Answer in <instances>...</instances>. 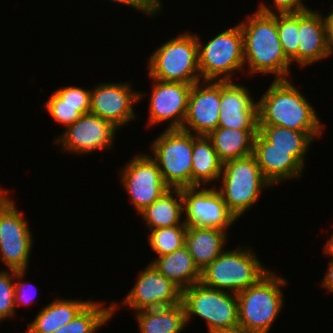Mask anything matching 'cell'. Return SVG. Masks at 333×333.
I'll list each match as a JSON object with an SVG mask.
<instances>
[{
	"label": "cell",
	"instance_id": "obj_34",
	"mask_svg": "<svg viewBox=\"0 0 333 333\" xmlns=\"http://www.w3.org/2000/svg\"><path fill=\"white\" fill-rule=\"evenodd\" d=\"M54 93L61 99V104L90 106L91 89L71 85L56 89Z\"/></svg>",
	"mask_w": 333,
	"mask_h": 333
},
{
	"label": "cell",
	"instance_id": "obj_14",
	"mask_svg": "<svg viewBox=\"0 0 333 333\" xmlns=\"http://www.w3.org/2000/svg\"><path fill=\"white\" fill-rule=\"evenodd\" d=\"M131 83L107 82L95 85L91 89L90 113L110 122L118 130L135 120V103H139L145 95L134 91Z\"/></svg>",
	"mask_w": 333,
	"mask_h": 333
},
{
	"label": "cell",
	"instance_id": "obj_4",
	"mask_svg": "<svg viewBox=\"0 0 333 333\" xmlns=\"http://www.w3.org/2000/svg\"><path fill=\"white\" fill-rule=\"evenodd\" d=\"M248 246L225 250L201 271L200 282L209 288L239 293L269 272Z\"/></svg>",
	"mask_w": 333,
	"mask_h": 333
},
{
	"label": "cell",
	"instance_id": "obj_38",
	"mask_svg": "<svg viewBox=\"0 0 333 333\" xmlns=\"http://www.w3.org/2000/svg\"><path fill=\"white\" fill-rule=\"evenodd\" d=\"M331 8L332 10L329 11L328 15H324L322 18L325 26L327 42L333 49V7Z\"/></svg>",
	"mask_w": 333,
	"mask_h": 333
},
{
	"label": "cell",
	"instance_id": "obj_21",
	"mask_svg": "<svg viewBox=\"0 0 333 333\" xmlns=\"http://www.w3.org/2000/svg\"><path fill=\"white\" fill-rule=\"evenodd\" d=\"M227 235V231L219 228L187 226L185 246L200 271L224 251Z\"/></svg>",
	"mask_w": 333,
	"mask_h": 333
},
{
	"label": "cell",
	"instance_id": "obj_10",
	"mask_svg": "<svg viewBox=\"0 0 333 333\" xmlns=\"http://www.w3.org/2000/svg\"><path fill=\"white\" fill-rule=\"evenodd\" d=\"M8 195L0 202V262L8 270L26 271L33 236L23 213Z\"/></svg>",
	"mask_w": 333,
	"mask_h": 333
},
{
	"label": "cell",
	"instance_id": "obj_42",
	"mask_svg": "<svg viewBox=\"0 0 333 333\" xmlns=\"http://www.w3.org/2000/svg\"><path fill=\"white\" fill-rule=\"evenodd\" d=\"M9 190L8 189H1L0 187V202L5 198V196L8 194L9 195Z\"/></svg>",
	"mask_w": 333,
	"mask_h": 333
},
{
	"label": "cell",
	"instance_id": "obj_36",
	"mask_svg": "<svg viewBox=\"0 0 333 333\" xmlns=\"http://www.w3.org/2000/svg\"><path fill=\"white\" fill-rule=\"evenodd\" d=\"M27 271H14V285H15V292H14V304L15 307L17 306H27L32 304L36 298V291H31L32 283L30 282H22L23 277H25ZM29 284V285H28ZM31 286V287H30ZM30 287V288H29ZM35 288V285H33Z\"/></svg>",
	"mask_w": 333,
	"mask_h": 333
},
{
	"label": "cell",
	"instance_id": "obj_17",
	"mask_svg": "<svg viewBox=\"0 0 333 333\" xmlns=\"http://www.w3.org/2000/svg\"><path fill=\"white\" fill-rule=\"evenodd\" d=\"M308 150L270 148V142L259 131L254 138L253 155L262 174L273 186L301 178Z\"/></svg>",
	"mask_w": 333,
	"mask_h": 333
},
{
	"label": "cell",
	"instance_id": "obj_31",
	"mask_svg": "<svg viewBox=\"0 0 333 333\" xmlns=\"http://www.w3.org/2000/svg\"><path fill=\"white\" fill-rule=\"evenodd\" d=\"M276 25L285 56L298 65L299 12L276 14Z\"/></svg>",
	"mask_w": 333,
	"mask_h": 333
},
{
	"label": "cell",
	"instance_id": "obj_24",
	"mask_svg": "<svg viewBox=\"0 0 333 333\" xmlns=\"http://www.w3.org/2000/svg\"><path fill=\"white\" fill-rule=\"evenodd\" d=\"M139 214L148 230L186 225L181 219L184 218L182 188H169Z\"/></svg>",
	"mask_w": 333,
	"mask_h": 333
},
{
	"label": "cell",
	"instance_id": "obj_23",
	"mask_svg": "<svg viewBox=\"0 0 333 333\" xmlns=\"http://www.w3.org/2000/svg\"><path fill=\"white\" fill-rule=\"evenodd\" d=\"M223 162L208 136L193 134L191 187L212 186L219 181Z\"/></svg>",
	"mask_w": 333,
	"mask_h": 333
},
{
	"label": "cell",
	"instance_id": "obj_2",
	"mask_svg": "<svg viewBox=\"0 0 333 333\" xmlns=\"http://www.w3.org/2000/svg\"><path fill=\"white\" fill-rule=\"evenodd\" d=\"M258 101V125H277L295 131L323 132L312 103L290 79L273 80Z\"/></svg>",
	"mask_w": 333,
	"mask_h": 333
},
{
	"label": "cell",
	"instance_id": "obj_5",
	"mask_svg": "<svg viewBox=\"0 0 333 333\" xmlns=\"http://www.w3.org/2000/svg\"><path fill=\"white\" fill-rule=\"evenodd\" d=\"M148 59V77L165 82L194 84L202 81L197 34L185 33L160 45Z\"/></svg>",
	"mask_w": 333,
	"mask_h": 333
},
{
	"label": "cell",
	"instance_id": "obj_26",
	"mask_svg": "<svg viewBox=\"0 0 333 333\" xmlns=\"http://www.w3.org/2000/svg\"><path fill=\"white\" fill-rule=\"evenodd\" d=\"M140 333H182L186 328L183 303L135 312Z\"/></svg>",
	"mask_w": 333,
	"mask_h": 333
},
{
	"label": "cell",
	"instance_id": "obj_35",
	"mask_svg": "<svg viewBox=\"0 0 333 333\" xmlns=\"http://www.w3.org/2000/svg\"><path fill=\"white\" fill-rule=\"evenodd\" d=\"M272 7H269L266 2H260L258 11L265 14H285L297 13L304 10L312 9L303 2V0H272ZM266 5H265V4Z\"/></svg>",
	"mask_w": 333,
	"mask_h": 333
},
{
	"label": "cell",
	"instance_id": "obj_18",
	"mask_svg": "<svg viewBox=\"0 0 333 333\" xmlns=\"http://www.w3.org/2000/svg\"><path fill=\"white\" fill-rule=\"evenodd\" d=\"M202 82V83H201ZM220 81H200L192 85L182 130L208 136L218 127Z\"/></svg>",
	"mask_w": 333,
	"mask_h": 333
},
{
	"label": "cell",
	"instance_id": "obj_32",
	"mask_svg": "<svg viewBox=\"0 0 333 333\" xmlns=\"http://www.w3.org/2000/svg\"><path fill=\"white\" fill-rule=\"evenodd\" d=\"M44 103L50 117H52L55 122L64 125L65 128L73 124L82 115L90 113V106L61 104V99L54 92Z\"/></svg>",
	"mask_w": 333,
	"mask_h": 333
},
{
	"label": "cell",
	"instance_id": "obj_11",
	"mask_svg": "<svg viewBox=\"0 0 333 333\" xmlns=\"http://www.w3.org/2000/svg\"><path fill=\"white\" fill-rule=\"evenodd\" d=\"M119 171L121 186L129 195L131 205L137 213L150 206L169 189L150 153L137 154Z\"/></svg>",
	"mask_w": 333,
	"mask_h": 333
},
{
	"label": "cell",
	"instance_id": "obj_3",
	"mask_svg": "<svg viewBox=\"0 0 333 333\" xmlns=\"http://www.w3.org/2000/svg\"><path fill=\"white\" fill-rule=\"evenodd\" d=\"M286 285V278L269 271L256 284L237 293L239 326L251 333H269L285 306L282 289Z\"/></svg>",
	"mask_w": 333,
	"mask_h": 333
},
{
	"label": "cell",
	"instance_id": "obj_12",
	"mask_svg": "<svg viewBox=\"0 0 333 333\" xmlns=\"http://www.w3.org/2000/svg\"><path fill=\"white\" fill-rule=\"evenodd\" d=\"M216 184L211 187L182 188L184 223L194 227H213L228 231L237 221L228 210Z\"/></svg>",
	"mask_w": 333,
	"mask_h": 333
},
{
	"label": "cell",
	"instance_id": "obj_30",
	"mask_svg": "<svg viewBox=\"0 0 333 333\" xmlns=\"http://www.w3.org/2000/svg\"><path fill=\"white\" fill-rule=\"evenodd\" d=\"M187 225H176L148 230L147 242L153 252L159 256L171 254L185 245Z\"/></svg>",
	"mask_w": 333,
	"mask_h": 333
},
{
	"label": "cell",
	"instance_id": "obj_37",
	"mask_svg": "<svg viewBox=\"0 0 333 333\" xmlns=\"http://www.w3.org/2000/svg\"><path fill=\"white\" fill-rule=\"evenodd\" d=\"M107 1V0H106ZM113 1L118 4L128 5L131 8L139 10L143 14H147L148 17L153 18L157 14L163 12L160 8H158L151 0H108Z\"/></svg>",
	"mask_w": 333,
	"mask_h": 333
},
{
	"label": "cell",
	"instance_id": "obj_19",
	"mask_svg": "<svg viewBox=\"0 0 333 333\" xmlns=\"http://www.w3.org/2000/svg\"><path fill=\"white\" fill-rule=\"evenodd\" d=\"M251 91L234 81H220L218 127L258 130V101Z\"/></svg>",
	"mask_w": 333,
	"mask_h": 333
},
{
	"label": "cell",
	"instance_id": "obj_39",
	"mask_svg": "<svg viewBox=\"0 0 333 333\" xmlns=\"http://www.w3.org/2000/svg\"><path fill=\"white\" fill-rule=\"evenodd\" d=\"M326 275L324 274L323 280L321 281V286L333 293V260H329V264L327 266Z\"/></svg>",
	"mask_w": 333,
	"mask_h": 333
},
{
	"label": "cell",
	"instance_id": "obj_13",
	"mask_svg": "<svg viewBox=\"0 0 333 333\" xmlns=\"http://www.w3.org/2000/svg\"><path fill=\"white\" fill-rule=\"evenodd\" d=\"M116 131L118 129L110 122L87 113L67 126L53 143L61 145V150L64 152L86 155L90 152L111 149L116 138Z\"/></svg>",
	"mask_w": 333,
	"mask_h": 333
},
{
	"label": "cell",
	"instance_id": "obj_15",
	"mask_svg": "<svg viewBox=\"0 0 333 333\" xmlns=\"http://www.w3.org/2000/svg\"><path fill=\"white\" fill-rule=\"evenodd\" d=\"M138 280L123 298L120 305L134 309V312L145 309L170 307L181 302L182 291L157 268L149 263L139 271Z\"/></svg>",
	"mask_w": 333,
	"mask_h": 333
},
{
	"label": "cell",
	"instance_id": "obj_7",
	"mask_svg": "<svg viewBox=\"0 0 333 333\" xmlns=\"http://www.w3.org/2000/svg\"><path fill=\"white\" fill-rule=\"evenodd\" d=\"M181 302L187 325L198 316L207 323L208 333L239 326L236 293L212 289L199 282L182 291Z\"/></svg>",
	"mask_w": 333,
	"mask_h": 333
},
{
	"label": "cell",
	"instance_id": "obj_8",
	"mask_svg": "<svg viewBox=\"0 0 333 333\" xmlns=\"http://www.w3.org/2000/svg\"><path fill=\"white\" fill-rule=\"evenodd\" d=\"M198 36V63L202 81H233V73L239 70L243 72V35L239 23L221 31L206 44Z\"/></svg>",
	"mask_w": 333,
	"mask_h": 333
},
{
	"label": "cell",
	"instance_id": "obj_16",
	"mask_svg": "<svg viewBox=\"0 0 333 333\" xmlns=\"http://www.w3.org/2000/svg\"><path fill=\"white\" fill-rule=\"evenodd\" d=\"M147 127L169 122L165 129H182L188 110V99L193 84L165 82L151 78Z\"/></svg>",
	"mask_w": 333,
	"mask_h": 333
},
{
	"label": "cell",
	"instance_id": "obj_40",
	"mask_svg": "<svg viewBox=\"0 0 333 333\" xmlns=\"http://www.w3.org/2000/svg\"><path fill=\"white\" fill-rule=\"evenodd\" d=\"M323 251L327 256L331 257V260H333V232L331 233L329 240L324 244Z\"/></svg>",
	"mask_w": 333,
	"mask_h": 333
},
{
	"label": "cell",
	"instance_id": "obj_25",
	"mask_svg": "<svg viewBox=\"0 0 333 333\" xmlns=\"http://www.w3.org/2000/svg\"><path fill=\"white\" fill-rule=\"evenodd\" d=\"M149 263H152L161 274L181 291L199 283L201 280V271L195 265L185 245L171 254L153 258Z\"/></svg>",
	"mask_w": 333,
	"mask_h": 333
},
{
	"label": "cell",
	"instance_id": "obj_20",
	"mask_svg": "<svg viewBox=\"0 0 333 333\" xmlns=\"http://www.w3.org/2000/svg\"><path fill=\"white\" fill-rule=\"evenodd\" d=\"M298 67L306 68L323 59L330 58L333 49L326 38L321 13L315 9L299 12Z\"/></svg>",
	"mask_w": 333,
	"mask_h": 333
},
{
	"label": "cell",
	"instance_id": "obj_43",
	"mask_svg": "<svg viewBox=\"0 0 333 333\" xmlns=\"http://www.w3.org/2000/svg\"><path fill=\"white\" fill-rule=\"evenodd\" d=\"M158 8L162 9L163 3L161 0H151Z\"/></svg>",
	"mask_w": 333,
	"mask_h": 333
},
{
	"label": "cell",
	"instance_id": "obj_1",
	"mask_svg": "<svg viewBox=\"0 0 333 333\" xmlns=\"http://www.w3.org/2000/svg\"><path fill=\"white\" fill-rule=\"evenodd\" d=\"M247 17L239 25L243 35L244 68L248 74H272L276 75L274 80L289 79L292 64L279 40L276 14L256 10Z\"/></svg>",
	"mask_w": 333,
	"mask_h": 333
},
{
	"label": "cell",
	"instance_id": "obj_29",
	"mask_svg": "<svg viewBox=\"0 0 333 333\" xmlns=\"http://www.w3.org/2000/svg\"><path fill=\"white\" fill-rule=\"evenodd\" d=\"M258 131L270 142V148L309 149L323 132H302L277 125H258Z\"/></svg>",
	"mask_w": 333,
	"mask_h": 333
},
{
	"label": "cell",
	"instance_id": "obj_28",
	"mask_svg": "<svg viewBox=\"0 0 333 333\" xmlns=\"http://www.w3.org/2000/svg\"><path fill=\"white\" fill-rule=\"evenodd\" d=\"M104 303L91 301L72 319L68 324L64 325L53 333H96L102 326L111 321L119 306L111 301L109 306L105 308ZM100 328V329H99Z\"/></svg>",
	"mask_w": 333,
	"mask_h": 333
},
{
	"label": "cell",
	"instance_id": "obj_27",
	"mask_svg": "<svg viewBox=\"0 0 333 333\" xmlns=\"http://www.w3.org/2000/svg\"><path fill=\"white\" fill-rule=\"evenodd\" d=\"M257 131L217 127L208 137L212 141L219 159L224 163L252 155Z\"/></svg>",
	"mask_w": 333,
	"mask_h": 333
},
{
	"label": "cell",
	"instance_id": "obj_22",
	"mask_svg": "<svg viewBox=\"0 0 333 333\" xmlns=\"http://www.w3.org/2000/svg\"><path fill=\"white\" fill-rule=\"evenodd\" d=\"M90 301V298L73 300L57 297L43 307L31 323H28L25 333H53L74 319Z\"/></svg>",
	"mask_w": 333,
	"mask_h": 333
},
{
	"label": "cell",
	"instance_id": "obj_9",
	"mask_svg": "<svg viewBox=\"0 0 333 333\" xmlns=\"http://www.w3.org/2000/svg\"><path fill=\"white\" fill-rule=\"evenodd\" d=\"M164 183L169 188L191 187L193 134L165 129L150 144Z\"/></svg>",
	"mask_w": 333,
	"mask_h": 333
},
{
	"label": "cell",
	"instance_id": "obj_6",
	"mask_svg": "<svg viewBox=\"0 0 333 333\" xmlns=\"http://www.w3.org/2000/svg\"><path fill=\"white\" fill-rule=\"evenodd\" d=\"M219 180L218 190L236 219L259 200L263 188L273 186L262 174L253 154L224 162Z\"/></svg>",
	"mask_w": 333,
	"mask_h": 333
},
{
	"label": "cell",
	"instance_id": "obj_33",
	"mask_svg": "<svg viewBox=\"0 0 333 333\" xmlns=\"http://www.w3.org/2000/svg\"><path fill=\"white\" fill-rule=\"evenodd\" d=\"M14 292V270L0 271V318L2 320L16 315Z\"/></svg>",
	"mask_w": 333,
	"mask_h": 333
},
{
	"label": "cell",
	"instance_id": "obj_41",
	"mask_svg": "<svg viewBox=\"0 0 333 333\" xmlns=\"http://www.w3.org/2000/svg\"><path fill=\"white\" fill-rule=\"evenodd\" d=\"M213 333H251V332H248L247 330L238 326V327H235V328L220 330V331H216V332H213Z\"/></svg>",
	"mask_w": 333,
	"mask_h": 333
}]
</instances>
